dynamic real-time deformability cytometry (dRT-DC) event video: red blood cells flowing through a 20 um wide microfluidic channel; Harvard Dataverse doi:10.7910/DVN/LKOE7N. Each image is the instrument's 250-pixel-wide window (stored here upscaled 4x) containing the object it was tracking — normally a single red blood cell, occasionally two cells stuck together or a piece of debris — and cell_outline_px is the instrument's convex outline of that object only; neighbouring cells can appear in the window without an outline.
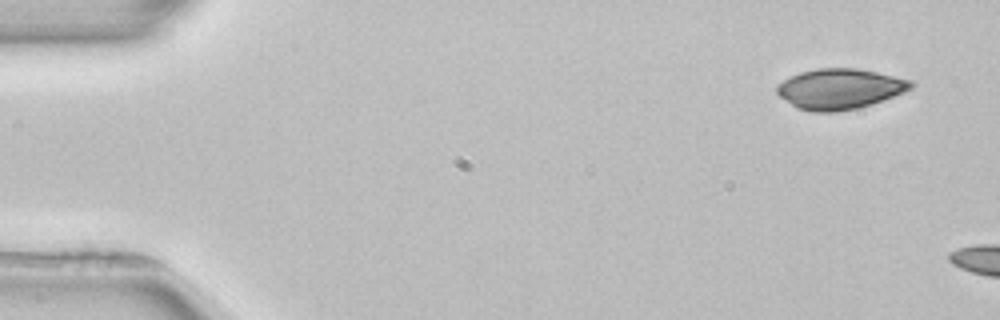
{"species": "common noctule bat (a hibernating species)", "species_latin": "Nyctalus noctula", "temperature_condition": "room temperature", "stored_images_in_passage": 2, "camera_frame_rate_fps": 3000, "um_per_image_px": 0.085, "animal": {"sex": "female", "body_mass_g": 22.7, "forearm_length_mm": 54.2}, "frame": {"image": 1, "passage_image": 1, "time_ms": 0.0, "image_size_px": [1000, 320], "cell_outline_px": [[916, 84], [912, 88], [904, 92], [884, 100], [872, 104], [856, 108], [836, 112], [812, 112], [796, 108], [780, 96], [776, 92], [776, 88], [784, 80], [800, 72], [816, 68], [856, 68], [876, 72], [912, 80]], "centroid_in_image_um": [71.4, 7.56], "position_along_channel_um": 13.6, "area_um2": 31.56}}